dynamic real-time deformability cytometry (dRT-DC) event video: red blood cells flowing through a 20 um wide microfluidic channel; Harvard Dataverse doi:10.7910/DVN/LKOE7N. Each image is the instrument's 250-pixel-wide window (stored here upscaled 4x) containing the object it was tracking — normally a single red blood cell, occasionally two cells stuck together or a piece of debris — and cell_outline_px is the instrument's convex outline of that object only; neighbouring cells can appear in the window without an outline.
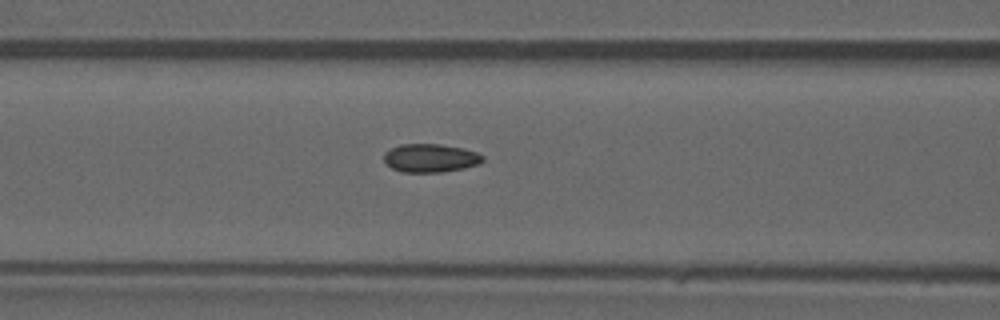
{"species": "common noctule bat (a hibernating species)", "species_latin": "Nyctalus noctula", "temperature_condition": "warm", "stored_images_in_passage": 32, "camera_frame_rate_fps": 3000, "um_per_image_px": 0.085, "animal": {"sex": "male", "forearm_length_mm": 52.5}, "frame": {"image": 1, "passage_image": 5, "time_ms": 1.333, "image_size_px": [1000, 320], "cell_outline_px": [[484, 160], [480, 164], [464, 168], [440, 172], [404, 172], [392, 168], [384, 160], [384, 152], [400, 144], [440, 144], [464, 148], [476, 152], [484, 156]], "centroid_in_image_um": [36.61, 13.43], "position_along_channel_um": 130.0, "area_um2": 16.36}}